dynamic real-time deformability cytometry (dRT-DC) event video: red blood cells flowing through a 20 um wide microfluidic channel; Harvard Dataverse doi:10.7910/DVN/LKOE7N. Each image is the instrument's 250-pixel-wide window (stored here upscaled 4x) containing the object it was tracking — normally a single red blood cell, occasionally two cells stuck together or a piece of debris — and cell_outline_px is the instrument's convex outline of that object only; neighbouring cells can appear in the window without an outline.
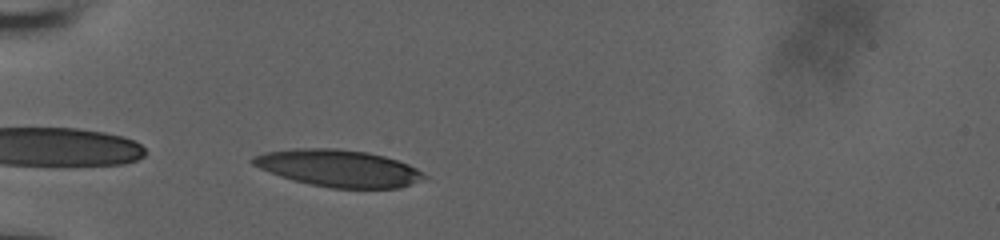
{"species": "human", "species_latin": "Homo sapiens", "temperature_condition": "room temperature", "stored_images_in_passage": 4, "camera_frame_rate_fps": 3000, "um_per_image_px": 0.085, "donor": {"sex": "male"}, "frame": {"image": 1, "passage_image": 4, "time_ms": 1.0, "image_size_px": [1000, 240], "cell_outline_px": [[428, 180], [400, 188], [332, 188], [292, 180], [280, 176], [260, 168], [252, 164], [248, 160], [252, 156], [264, 152], [292, 148], [336, 148], [368, 152], [384, 156], [408, 164], [424, 172], [428, 176]], "centroid_in_image_um": [28.81, 14.3], "position_along_channel_um": 56.2, "area_um2": 37.34}}